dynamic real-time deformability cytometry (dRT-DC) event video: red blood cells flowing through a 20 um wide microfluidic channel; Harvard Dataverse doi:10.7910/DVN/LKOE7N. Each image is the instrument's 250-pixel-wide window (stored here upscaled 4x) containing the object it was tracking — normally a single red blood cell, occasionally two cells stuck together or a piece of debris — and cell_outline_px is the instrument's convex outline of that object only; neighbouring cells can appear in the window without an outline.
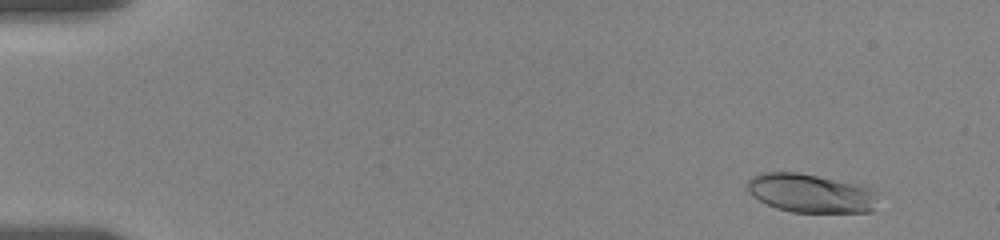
{"species": "human", "species_latin": "Homo sapiens", "temperature_condition": "room temperature", "stored_images_in_passage": 50, "camera_frame_rate_fps": 3000, "um_per_image_px": 0.085, "donor": {"sex": "female"}, "frame": {"image": 1, "passage_image": 4, "time_ms": 1.0, "image_size_px": [1000, 240], "cell_outline_px": [[880, 192], [872, 212], [792, 212], [776, 208], [752, 196], [748, 192], [748, 180], [752, 176], [760, 172], [800, 172], [860, 184], [876, 188]], "centroid_in_image_um": [68.98, 16.41], "position_along_channel_um": 16.0, "area_um2": 30.06}}
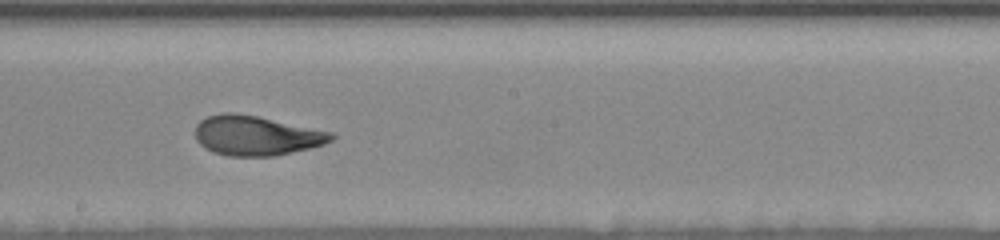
{"frame": {"image": 2, "passage_image": 31, "time_ms": 10.333, "image_size_px": [1000, 240], "cell_outline_px": [[336, 136], [332, 140], [324, 144], [276, 156], [228, 156], [212, 152], [200, 144], [196, 140], [196, 124], [200, 120], [208, 116], [220, 112], [236, 112], [336, 132]], "centroid_in_image_um": [21.79, 11.51], "position_along_channel_um": 226.4, "area_um2": 31.73}}
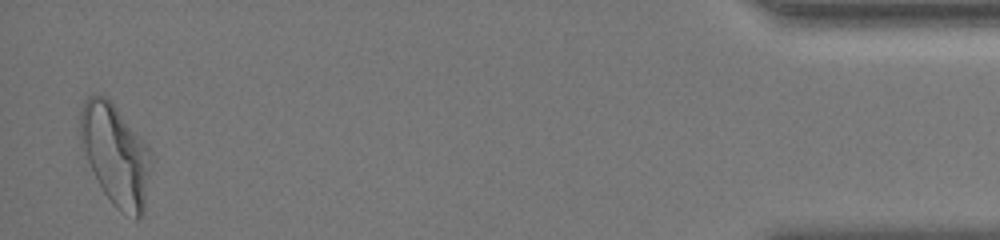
{"frame": {"image": 3, "passage_image": 50, "time_ms": 18.0, "image_size_px": [1000, 240], "cell_outline_px": [[152, 164], [144, 216], [136, 220], [120, 212], [112, 204], [104, 192], [88, 160], [80, 132], [80, 108], [84, 100], [88, 96], [104, 96], [112, 100], [144, 140], [152, 156]], "centroid_in_image_um": [9.89, 13.18], "position_along_channel_um": 425.3, "area_um2": 41.91}, "authors_computed_cell_mechanics": {"area_um2": 31.0964, "velocity_mm_per_s": 3.5828, "shape_relaxation_time_tau1_ms": 6.5115, "shape_relaxation_time_tau2_ms": 1.3605, "deformation_change_tau1": 0.2209, "deformation_change_tau2": 0.0729}}